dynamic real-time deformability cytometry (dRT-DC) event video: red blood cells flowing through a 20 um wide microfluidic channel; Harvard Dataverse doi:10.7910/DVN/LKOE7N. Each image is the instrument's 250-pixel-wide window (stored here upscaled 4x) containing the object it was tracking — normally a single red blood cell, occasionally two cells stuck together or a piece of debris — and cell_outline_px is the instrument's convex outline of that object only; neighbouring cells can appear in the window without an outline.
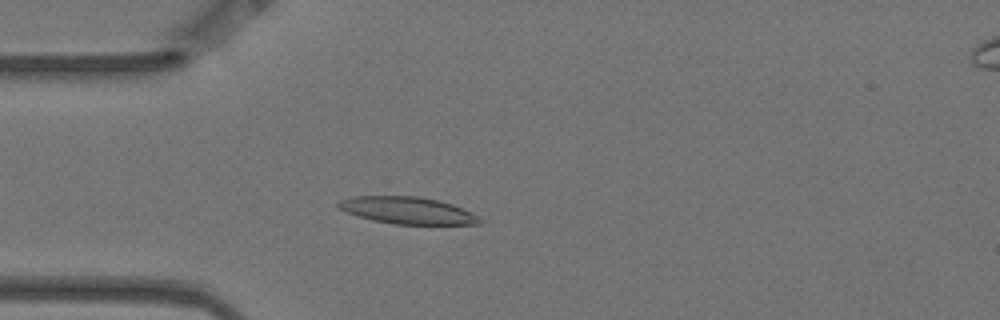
{"species": "Egyptian fruit bat (a non-hibernating species)", "species_latin": "Rousettus aegyptiacus", "temperature_condition": "warm", "stored_images_in_passage": 3, "camera_frame_rate_fps": 3000, "um_per_image_px": 0.085, "animal": {"sex": "female"}, "frame": {"image": 1, "passage_image": 3, "time_ms": 0.667, "image_size_px": [1000, 320], "cell_outline_px": [[484, 220], [480, 224], [396, 224], [372, 220], [336, 208], [336, 204], [340, 200], [352, 196], [416, 196], [436, 200], [452, 204], [472, 212]], "centroid_in_image_um": [34.64, 17.88], "position_along_channel_um": 50.4, "area_um2": 22.14}}